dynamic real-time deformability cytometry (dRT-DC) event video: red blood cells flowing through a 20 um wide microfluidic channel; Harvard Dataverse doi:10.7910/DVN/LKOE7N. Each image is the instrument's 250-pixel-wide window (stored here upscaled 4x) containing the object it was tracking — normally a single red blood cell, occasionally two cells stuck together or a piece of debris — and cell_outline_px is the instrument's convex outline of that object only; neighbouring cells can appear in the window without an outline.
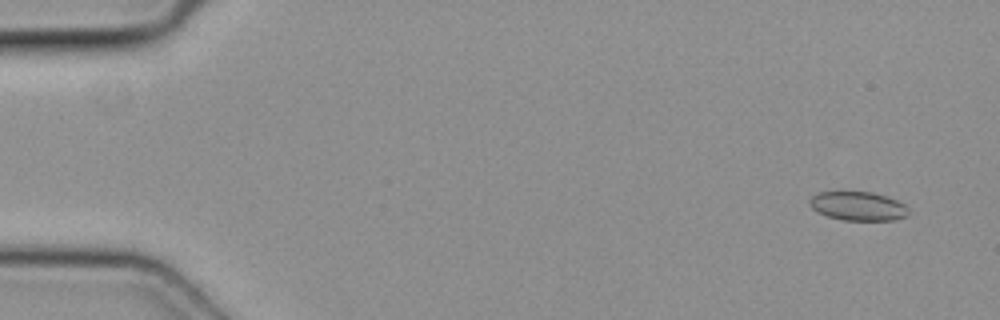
{"species": "common noctule bat (a hibernating species)", "species_latin": "Nyctalus noctula", "temperature_condition": "cold", "stored_images_in_passage": 5, "segment_of_instrument_passage": [2, 2], "camera_frame_rate_fps": 3000, "um_per_image_px": 0.085, "animal": {"sex": "female", "body_mass_g": 19.3, "forearm_length_mm": 54.1}, "frame": {"image": 1, "passage_image": 5, "time_ms": 1.333, "image_size_px": [1000, 320], "cell_outline_px": [[908, 216], [892, 220], [844, 220], [828, 216], [816, 212], [808, 204], [808, 200], [812, 196], [820, 192], [872, 192], [888, 196], [904, 204], [908, 208]], "centroid_in_image_um": [72.92, 17.52], "position_along_channel_um": 12.1, "area_um2": 16.7}}